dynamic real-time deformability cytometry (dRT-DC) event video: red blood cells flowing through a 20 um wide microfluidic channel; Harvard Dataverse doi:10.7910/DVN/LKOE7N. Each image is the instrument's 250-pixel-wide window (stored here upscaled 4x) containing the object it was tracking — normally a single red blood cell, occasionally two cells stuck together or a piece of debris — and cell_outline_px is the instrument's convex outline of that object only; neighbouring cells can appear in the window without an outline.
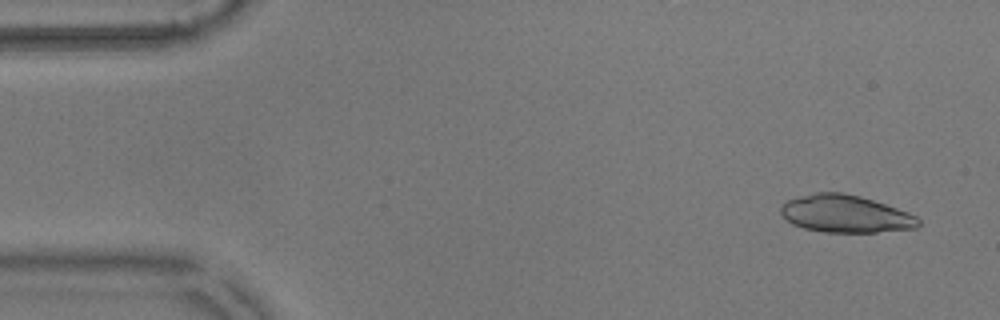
{"species": "common noctule bat (a hibernating species)", "species_latin": "Nyctalus noctula", "temperature_condition": "warm", "stored_images_in_passage": 54, "camera_frame_rate_fps": 3000, "um_per_image_px": 0.085, "animal": {"sex": "male", "body_mass_g": 17.9}, "frame": {"image": 1, "passage_image": 3, "time_ms": 0.667, "image_size_px": [1000, 320], "cell_outline_px": [[920, 224], [916, 228], [876, 232], [824, 232], [804, 228], [792, 224], [780, 212], [780, 204], [788, 200], [800, 196], [816, 192], [844, 192], [860, 196], [908, 212], [916, 216], [920, 220]], "centroid_in_image_um": [71.85, 18.17], "position_along_channel_um": 13.2, "area_um2": 29.94}}
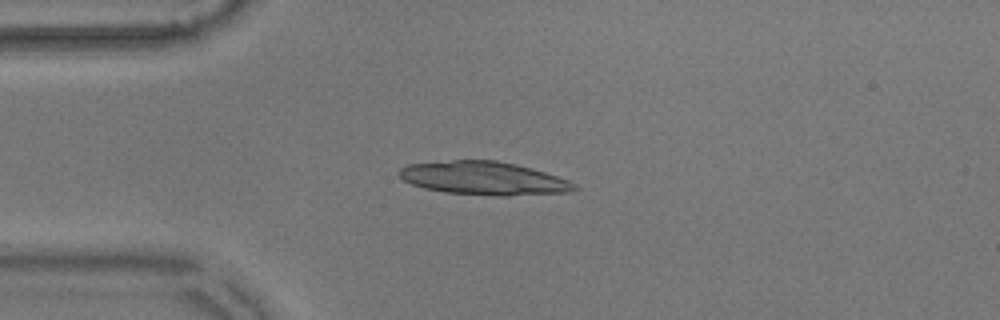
{"frame": {"image": 2, "passage_image": 13, "time_ms": 4.0, "image_size_px": [1000, 320], "cell_outline_px": [[580, 188], [568, 192], [508, 196], [496, 196], [444, 192], [424, 188], [412, 184], [404, 180], [396, 172], [400, 168], [408, 164], [452, 160], [496, 160], [516, 164], [532, 168], [568, 180], [576, 184]], "centroid_in_image_um": [41.12, 15.15], "position_along_channel_um": 43.9, "area_um2": 34.1}}